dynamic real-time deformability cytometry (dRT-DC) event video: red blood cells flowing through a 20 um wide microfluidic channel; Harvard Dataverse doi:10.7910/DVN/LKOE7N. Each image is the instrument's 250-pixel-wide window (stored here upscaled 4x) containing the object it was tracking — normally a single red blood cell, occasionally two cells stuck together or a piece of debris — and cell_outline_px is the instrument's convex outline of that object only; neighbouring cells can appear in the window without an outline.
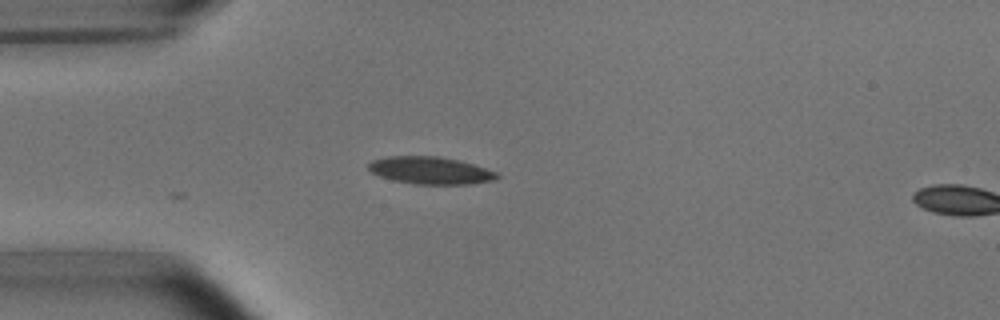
{"species": "common noctule bat (a hibernating species)", "species_latin": "Nyctalus noctula", "temperature_condition": "room temperature", "stored_images_in_passage": 2, "camera_frame_rate_fps": 3000, "um_per_image_px": 0.085, "animal": {"sex": "male", "body_mass_g": 15.6}, "frame": {"image": 1, "passage_image": 2, "time_ms": 1.0, "image_size_px": [1000, 320], "cell_outline_px": [[500, 176], [496, 180], [468, 184], [412, 184], [392, 180], [380, 176], [372, 172], [368, 168], [368, 164], [372, 160], [388, 156], [440, 156], [472, 164], [496, 172]], "centroid_in_image_um": [36.56, 14.49], "position_along_channel_um": 48.4, "area_um2": 20.4}}